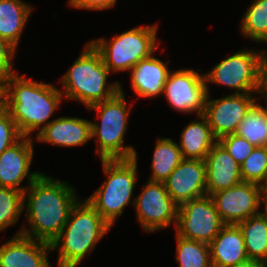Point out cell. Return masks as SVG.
Returning a JSON list of instances; mask_svg holds the SVG:
<instances>
[{
  "mask_svg": "<svg viewBox=\"0 0 267 267\" xmlns=\"http://www.w3.org/2000/svg\"><path fill=\"white\" fill-rule=\"evenodd\" d=\"M76 193L68 182L42 173L23 193V211L27 214L25 223H28L16 235L51 244L63 230L71 209L79 200Z\"/></svg>",
  "mask_w": 267,
  "mask_h": 267,
  "instance_id": "obj_1",
  "label": "cell"
},
{
  "mask_svg": "<svg viewBox=\"0 0 267 267\" xmlns=\"http://www.w3.org/2000/svg\"><path fill=\"white\" fill-rule=\"evenodd\" d=\"M0 88L4 108L9 112L22 136L40 132L52 120L53 113L64 100L61 89L52 83L37 82L17 72L8 76Z\"/></svg>",
  "mask_w": 267,
  "mask_h": 267,
  "instance_id": "obj_2",
  "label": "cell"
},
{
  "mask_svg": "<svg viewBox=\"0 0 267 267\" xmlns=\"http://www.w3.org/2000/svg\"><path fill=\"white\" fill-rule=\"evenodd\" d=\"M80 200L51 243L52 251L58 250L57 267H77L112 228L86 199Z\"/></svg>",
  "mask_w": 267,
  "mask_h": 267,
  "instance_id": "obj_3",
  "label": "cell"
},
{
  "mask_svg": "<svg viewBox=\"0 0 267 267\" xmlns=\"http://www.w3.org/2000/svg\"><path fill=\"white\" fill-rule=\"evenodd\" d=\"M61 76L60 83L64 99L79 101L84 107L111 99L120 91V82L107 83L111 72L105 66L101 53L90 41Z\"/></svg>",
  "mask_w": 267,
  "mask_h": 267,
  "instance_id": "obj_4",
  "label": "cell"
},
{
  "mask_svg": "<svg viewBox=\"0 0 267 267\" xmlns=\"http://www.w3.org/2000/svg\"><path fill=\"white\" fill-rule=\"evenodd\" d=\"M127 100L122 85L111 99L95 103L86 109L97 111L100 120L91 122L92 139L97 145L100 160L131 159L138 155L132 145L124 146V136L132 104L127 108Z\"/></svg>",
  "mask_w": 267,
  "mask_h": 267,
  "instance_id": "obj_5",
  "label": "cell"
},
{
  "mask_svg": "<svg viewBox=\"0 0 267 267\" xmlns=\"http://www.w3.org/2000/svg\"><path fill=\"white\" fill-rule=\"evenodd\" d=\"M138 156L131 159L101 160L106 179L87 201L112 227L131 202L138 180Z\"/></svg>",
  "mask_w": 267,
  "mask_h": 267,
  "instance_id": "obj_6",
  "label": "cell"
},
{
  "mask_svg": "<svg viewBox=\"0 0 267 267\" xmlns=\"http://www.w3.org/2000/svg\"><path fill=\"white\" fill-rule=\"evenodd\" d=\"M158 24L135 26L109 41L106 38L91 40L101 53L105 66L111 73L130 71L139 61L150 57L159 47Z\"/></svg>",
  "mask_w": 267,
  "mask_h": 267,
  "instance_id": "obj_7",
  "label": "cell"
},
{
  "mask_svg": "<svg viewBox=\"0 0 267 267\" xmlns=\"http://www.w3.org/2000/svg\"><path fill=\"white\" fill-rule=\"evenodd\" d=\"M266 57V49L236 51L203 74L207 92L210 94L208 84L214 83L234 89L233 93H257L260 68Z\"/></svg>",
  "mask_w": 267,
  "mask_h": 267,
  "instance_id": "obj_8",
  "label": "cell"
},
{
  "mask_svg": "<svg viewBox=\"0 0 267 267\" xmlns=\"http://www.w3.org/2000/svg\"><path fill=\"white\" fill-rule=\"evenodd\" d=\"M225 225L212 198L206 195L179 206L175 231L182 238L209 244Z\"/></svg>",
  "mask_w": 267,
  "mask_h": 267,
  "instance_id": "obj_9",
  "label": "cell"
},
{
  "mask_svg": "<svg viewBox=\"0 0 267 267\" xmlns=\"http://www.w3.org/2000/svg\"><path fill=\"white\" fill-rule=\"evenodd\" d=\"M136 219L145 232H155L177 224L179 206L173 201L164 183L147 181L135 196Z\"/></svg>",
  "mask_w": 267,
  "mask_h": 267,
  "instance_id": "obj_10",
  "label": "cell"
},
{
  "mask_svg": "<svg viewBox=\"0 0 267 267\" xmlns=\"http://www.w3.org/2000/svg\"><path fill=\"white\" fill-rule=\"evenodd\" d=\"M163 95L178 112L204 115L208 92L204 75L198 71L191 68L171 71Z\"/></svg>",
  "mask_w": 267,
  "mask_h": 267,
  "instance_id": "obj_11",
  "label": "cell"
},
{
  "mask_svg": "<svg viewBox=\"0 0 267 267\" xmlns=\"http://www.w3.org/2000/svg\"><path fill=\"white\" fill-rule=\"evenodd\" d=\"M257 93H233L219 99L207 95L204 116L217 140L236 133L239 123L250 108L259 101ZM256 95V96H255Z\"/></svg>",
  "mask_w": 267,
  "mask_h": 267,
  "instance_id": "obj_12",
  "label": "cell"
},
{
  "mask_svg": "<svg viewBox=\"0 0 267 267\" xmlns=\"http://www.w3.org/2000/svg\"><path fill=\"white\" fill-rule=\"evenodd\" d=\"M210 197L225 224L236 225L261 212L260 185L253 182L242 181Z\"/></svg>",
  "mask_w": 267,
  "mask_h": 267,
  "instance_id": "obj_13",
  "label": "cell"
},
{
  "mask_svg": "<svg viewBox=\"0 0 267 267\" xmlns=\"http://www.w3.org/2000/svg\"><path fill=\"white\" fill-rule=\"evenodd\" d=\"M33 142L32 136H22L0 155V187L13 188L24 193L42 174L40 171H30L34 156ZM24 179L28 182L26 186L21 184Z\"/></svg>",
  "mask_w": 267,
  "mask_h": 267,
  "instance_id": "obj_14",
  "label": "cell"
},
{
  "mask_svg": "<svg viewBox=\"0 0 267 267\" xmlns=\"http://www.w3.org/2000/svg\"><path fill=\"white\" fill-rule=\"evenodd\" d=\"M164 184L170 197L178 206L206 196L205 160L183 159Z\"/></svg>",
  "mask_w": 267,
  "mask_h": 267,
  "instance_id": "obj_15",
  "label": "cell"
},
{
  "mask_svg": "<svg viewBox=\"0 0 267 267\" xmlns=\"http://www.w3.org/2000/svg\"><path fill=\"white\" fill-rule=\"evenodd\" d=\"M51 244L15 235L0 246V267H51Z\"/></svg>",
  "mask_w": 267,
  "mask_h": 267,
  "instance_id": "obj_16",
  "label": "cell"
},
{
  "mask_svg": "<svg viewBox=\"0 0 267 267\" xmlns=\"http://www.w3.org/2000/svg\"><path fill=\"white\" fill-rule=\"evenodd\" d=\"M91 122L78 117H58L36 134L40 143L58 147L83 146L92 139Z\"/></svg>",
  "mask_w": 267,
  "mask_h": 267,
  "instance_id": "obj_17",
  "label": "cell"
},
{
  "mask_svg": "<svg viewBox=\"0 0 267 267\" xmlns=\"http://www.w3.org/2000/svg\"><path fill=\"white\" fill-rule=\"evenodd\" d=\"M207 195L242 182L240 165L217 142L205 158Z\"/></svg>",
  "mask_w": 267,
  "mask_h": 267,
  "instance_id": "obj_18",
  "label": "cell"
},
{
  "mask_svg": "<svg viewBox=\"0 0 267 267\" xmlns=\"http://www.w3.org/2000/svg\"><path fill=\"white\" fill-rule=\"evenodd\" d=\"M170 62L161 61L153 53L130 69L131 88L137 97L155 98L163 95L164 85L171 72L167 66Z\"/></svg>",
  "mask_w": 267,
  "mask_h": 267,
  "instance_id": "obj_19",
  "label": "cell"
},
{
  "mask_svg": "<svg viewBox=\"0 0 267 267\" xmlns=\"http://www.w3.org/2000/svg\"><path fill=\"white\" fill-rule=\"evenodd\" d=\"M209 247L213 267H232L248 259L242 232L235 224H226Z\"/></svg>",
  "mask_w": 267,
  "mask_h": 267,
  "instance_id": "obj_20",
  "label": "cell"
},
{
  "mask_svg": "<svg viewBox=\"0 0 267 267\" xmlns=\"http://www.w3.org/2000/svg\"><path fill=\"white\" fill-rule=\"evenodd\" d=\"M196 117L197 121H190L182 130L180 143L177 144L184 159L205 160L218 140L213 135L207 118L204 115Z\"/></svg>",
  "mask_w": 267,
  "mask_h": 267,
  "instance_id": "obj_21",
  "label": "cell"
},
{
  "mask_svg": "<svg viewBox=\"0 0 267 267\" xmlns=\"http://www.w3.org/2000/svg\"><path fill=\"white\" fill-rule=\"evenodd\" d=\"M33 9L23 0H0V38L17 49Z\"/></svg>",
  "mask_w": 267,
  "mask_h": 267,
  "instance_id": "obj_22",
  "label": "cell"
},
{
  "mask_svg": "<svg viewBox=\"0 0 267 267\" xmlns=\"http://www.w3.org/2000/svg\"><path fill=\"white\" fill-rule=\"evenodd\" d=\"M183 159L176 141L172 138L159 137L154 148L152 171L148 181L164 183Z\"/></svg>",
  "mask_w": 267,
  "mask_h": 267,
  "instance_id": "obj_23",
  "label": "cell"
},
{
  "mask_svg": "<svg viewBox=\"0 0 267 267\" xmlns=\"http://www.w3.org/2000/svg\"><path fill=\"white\" fill-rule=\"evenodd\" d=\"M236 225L242 232L248 258L267 263V215L260 212Z\"/></svg>",
  "mask_w": 267,
  "mask_h": 267,
  "instance_id": "obj_24",
  "label": "cell"
},
{
  "mask_svg": "<svg viewBox=\"0 0 267 267\" xmlns=\"http://www.w3.org/2000/svg\"><path fill=\"white\" fill-rule=\"evenodd\" d=\"M255 147L267 144V107L256 102L239 123L236 133Z\"/></svg>",
  "mask_w": 267,
  "mask_h": 267,
  "instance_id": "obj_25",
  "label": "cell"
},
{
  "mask_svg": "<svg viewBox=\"0 0 267 267\" xmlns=\"http://www.w3.org/2000/svg\"><path fill=\"white\" fill-rule=\"evenodd\" d=\"M240 30L244 37L255 43L267 40V0H253L242 16Z\"/></svg>",
  "mask_w": 267,
  "mask_h": 267,
  "instance_id": "obj_26",
  "label": "cell"
},
{
  "mask_svg": "<svg viewBox=\"0 0 267 267\" xmlns=\"http://www.w3.org/2000/svg\"><path fill=\"white\" fill-rule=\"evenodd\" d=\"M175 236L178 267H213L209 244Z\"/></svg>",
  "mask_w": 267,
  "mask_h": 267,
  "instance_id": "obj_27",
  "label": "cell"
},
{
  "mask_svg": "<svg viewBox=\"0 0 267 267\" xmlns=\"http://www.w3.org/2000/svg\"><path fill=\"white\" fill-rule=\"evenodd\" d=\"M23 192L0 187V232L18 223L23 211Z\"/></svg>",
  "mask_w": 267,
  "mask_h": 267,
  "instance_id": "obj_28",
  "label": "cell"
},
{
  "mask_svg": "<svg viewBox=\"0 0 267 267\" xmlns=\"http://www.w3.org/2000/svg\"><path fill=\"white\" fill-rule=\"evenodd\" d=\"M240 168L242 181L259 185L267 182V147H255Z\"/></svg>",
  "mask_w": 267,
  "mask_h": 267,
  "instance_id": "obj_29",
  "label": "cell"
},
{
  "mask_svg": "<svg viewBox=\"0 0 267 267\" xmlns=\"http://www.w3.org/2000/svg\"><path fill=\"white\" fill-rule=\"evenodd\" d=\"M218 142L240 166L255 148L253 144L235 133L221 137Z\"/></svg>",
  "mask_w": 267,
  "mask_h": 267,
  "instance_id": "obj_30",
  "label": "cell"
},
{
  "mask_svg": "<svg viewBox=\"0 0 267 267\" xmlns=\"http://www.w3.org/2000/svg\"><path fill=\"white\" fill-rule=\"evenodd\" d=\"M21 137L22 135L18 131L16 123L4 108L0 112V155Z\"/></svg>",
  "mask_w": 267,
  "mask_h": 267,
  "instance_id": "obj_31",
  "label": "cell"
},
{
  "mask_svg": "<svg viewBox=\"0 0 267 267\" xmlns=\"http://www.w3.org/2000/svg\"><path fill=\"white\" fill-rule=\"evenodd\" d=\"M17 49L8 41L0 38V84L17 71L12 64Z\"/></svg>",
  "mask_w": 267,
  "mask_h": 267,
  "instance_id": "obj_32",
  "label": "cell"
},
{
  "mask_svg": "<svg viewBox=\"0 0 267 267\" xmlns=\"http://www.w3.org/2000/svg\"><path fill=\"white\" fill-rule=\"evenodd\" d=\"M68 5L73 9H83L91 11H101L111 9L116 6L117 0H69Z\"/></svg>",
  "mask_w": 267,
  "mask_h": 267,
  "instance_id": "obj_33",
  "label": "cell"
},
{
  "mask_svg": "<svg viewBox=\"0 0 267 267\" xmlns=\"http://www.w3.org/2000/svg\"><path fill=\"white\" fill-rule=\"evenodd\" d=\"M257 94L260 96V98L267 101V57L263 60L260 68Z\"/></svg>",
  "mask_w": 267,
  "mask_h": 267,
  "instance_id": "obj_34",
  "label": "cell"
},
{
  "mask_svg": "<svg viewBox=\"0 0 267 267\" xmlns=\"http://www.w3.org/2000/svg\"><path fill=\"white\" fill-rule=\"evenodd\" d=\"M232 267H267V263L257 259H246Z\"/></svg>",
  "mask_w": 267,
  "mask_h": 267,
  "instance_id": "obj_35",
  "label": "cell"
},
{
  "mask_svg": "<svg viewBox=\"0 0 267 267\" xmlns=\"http://www.w3.org/2000/svg\"><path fill=\"white\" fill-rule=\"evenodd\" d=\"M260 204L264 205L261 213L267 215V182L260 184Z\"/></svg>",
  "mask_w": 267,
  "mask_h": 267,
  "instance_id": "obj_36",
  "label": "cell"
},
{
  "mask_svg": "<svg viewBox=\"0 0 267 267\" xmlns=\"http://www.w3.org/2000/svg\"><path fill=\"white\" fill-rule=\"evenodd\" d=\"M4 109V95L0 88V112Z\"/></svg>",
  "mask_w": 267,
  "mask_h": 267,
  "instance_id": "obj_37",
  "label": "cell"
}]
</instances>
